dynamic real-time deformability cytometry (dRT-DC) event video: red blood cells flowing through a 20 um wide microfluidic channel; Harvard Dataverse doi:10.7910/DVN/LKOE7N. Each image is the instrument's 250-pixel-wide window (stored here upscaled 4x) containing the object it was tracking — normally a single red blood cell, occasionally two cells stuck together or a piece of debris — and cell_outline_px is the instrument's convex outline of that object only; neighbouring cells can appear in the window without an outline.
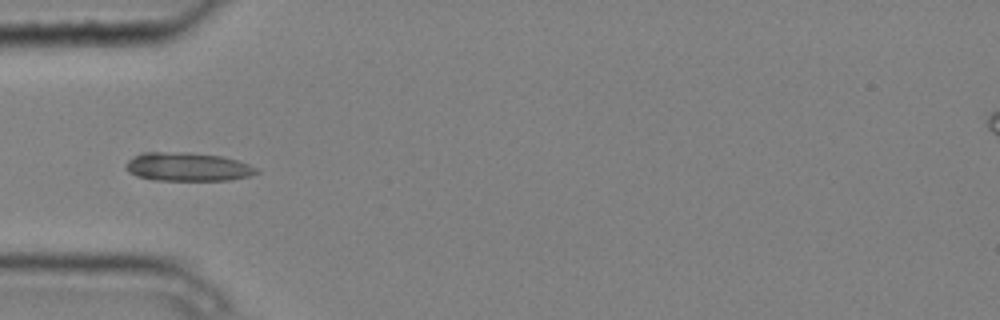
{"species": "common noctule bat (a hibernating species)", "species_latin": "Nyctalus noctula", "temperature_condition": "cold", "stored_images_in_passage": 4, "camera_frame_rate_fps": 3000, "um_per_image_px": 0.085, "animal": {"sex": "male", "body_mass_g": 20.4}, "frame": {"image": 1, "passage_image": 2, "time_ms": 0.333, "image_size_px": [1000, 320], "cell_outline_px": [[260, 172], [248, 176], [228, 180], [152, 180], [136, 176], [128, 172], [124, 168], [124, 164], [128, 160], [140, 152], [188, 152], [220, 156], [236, 160], [248, 164], [256, 168]], "centroid_in_image_um": [15.87, 14.18], "position_along_channel_um": 69.1, "area_um2": 21.85}}
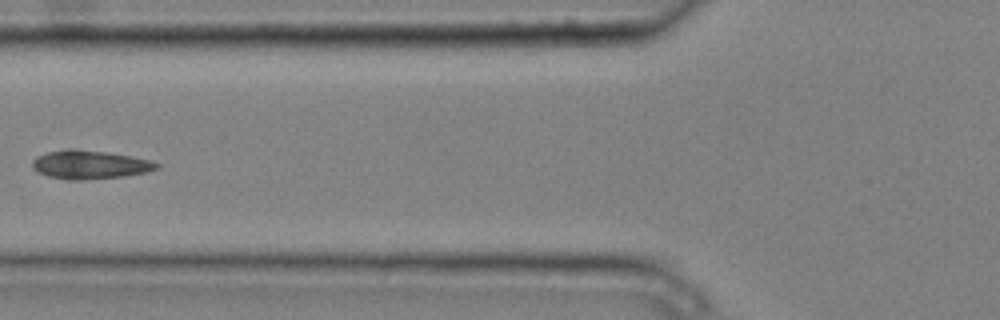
{"frame": {"image": 2, "passage_image": 3, "time_ms": 0.667, "image_size_px": [1000, 320], "cell_outline_px": [[160, 168], [144, 172], [124, 176], [84, 180], [68, 180], [48, 176], [32, 168], [32, 160], [36, 156], [48, 152], [64, 148], [76, 148], [104, 152], [128, 156], [148, 160], [160, 164]], "centroid_in_image_um": [7.58, 13.99], "position_along_channel_um": 118.2, "area_um2": 20.63}}
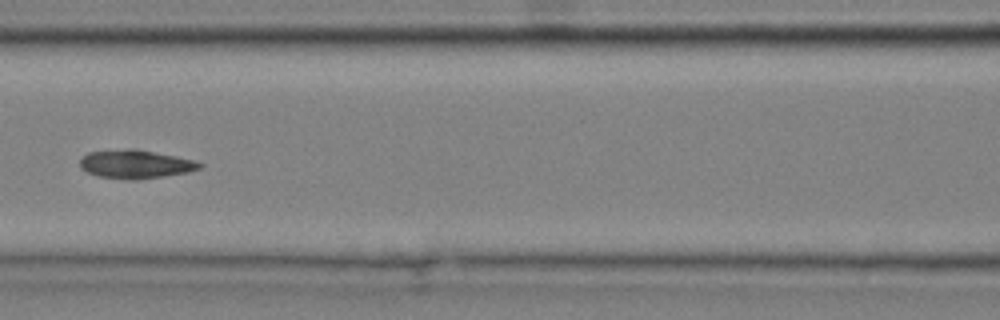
{"frame": {"image": 3, "passage_image": 4, "time_ms": 1.0, "image_size_px": [1000, 320], "cell_outline_px": [[204, 164], [200, 168], [188, 172], [132, 180], [100, 176], [88, 172], [80, 168], [80, 156], [88, 152], [128, 148], [136, 148], [196, 160]], "centroid_in_image_um": [11.5, 13.93], "position_along_channel_um": 155.1, "area_um2": 19.88}}